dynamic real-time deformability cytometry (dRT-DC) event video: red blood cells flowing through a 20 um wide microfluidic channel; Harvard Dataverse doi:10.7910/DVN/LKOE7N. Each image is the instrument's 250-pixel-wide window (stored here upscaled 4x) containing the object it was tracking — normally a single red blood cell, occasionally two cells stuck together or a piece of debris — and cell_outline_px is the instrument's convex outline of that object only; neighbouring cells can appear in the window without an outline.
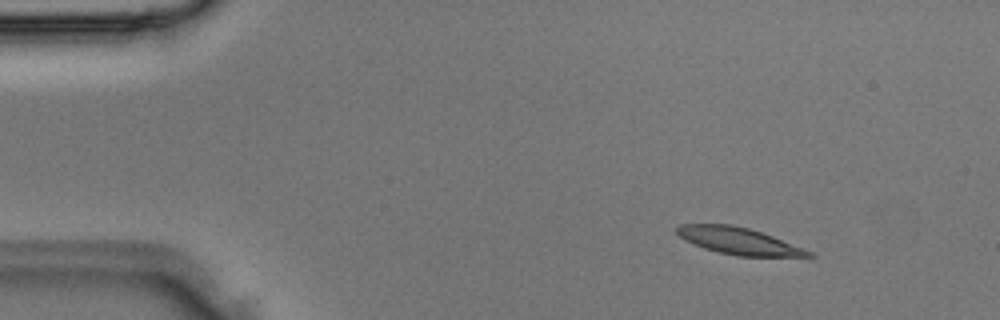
{"species": "Egyptian fruit bat (a non-hibernating species)", "species_latin": "Rousettus aegyptiacus", "temperature_condition": "room temperature", "stored_images_in_passage": 3, "camera_frame_rate_fps": 3000, "um_per_image_px": 0.085, "animal": {"sex": "male"}, "frame": {"image": 1, "passage_image": 2, "time_ms": 0.333, "image_size_px": [1000, 320], "cell_outline_px": [[816, 256], [736, 256], [704, 248], [692, 244], [684, 240], [676, 232], [676, 228], [680, 224], [732, 224], [748, 228], [772, 236], [812, 252]], "centroid_in_image_um": [62.73, 20.47], "position_along_channel_um": 22.3, "area_um2": 20.29}}
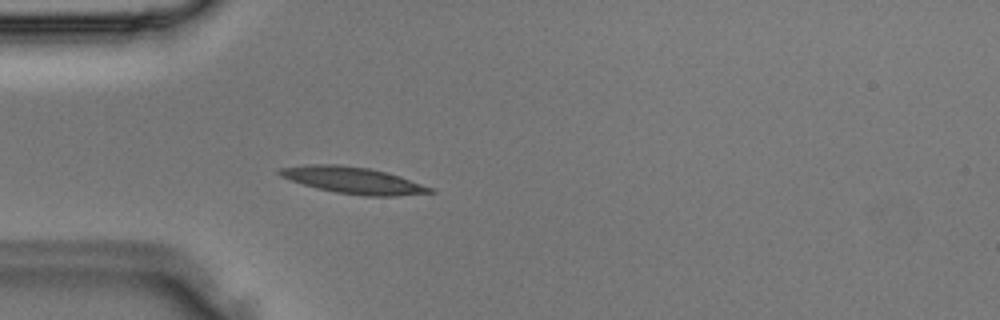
{"frame": {"image": 2, "passage_image": 3, "time_ms": 0.667, "image_size_px": [1000, 320], "cell_outline_px": [[436, 192], [396, 196], [368, 196], [336, 192], [316, 188], [280, 176], [276, 172], [280, 168], [304, 164], [340, 164], [368, 168], [400, 176], [436, 188]], "centroid_in_image_um": [30.05, 15.32], "position_along_channel_um": 54.9, "area_um2": 23.35}}